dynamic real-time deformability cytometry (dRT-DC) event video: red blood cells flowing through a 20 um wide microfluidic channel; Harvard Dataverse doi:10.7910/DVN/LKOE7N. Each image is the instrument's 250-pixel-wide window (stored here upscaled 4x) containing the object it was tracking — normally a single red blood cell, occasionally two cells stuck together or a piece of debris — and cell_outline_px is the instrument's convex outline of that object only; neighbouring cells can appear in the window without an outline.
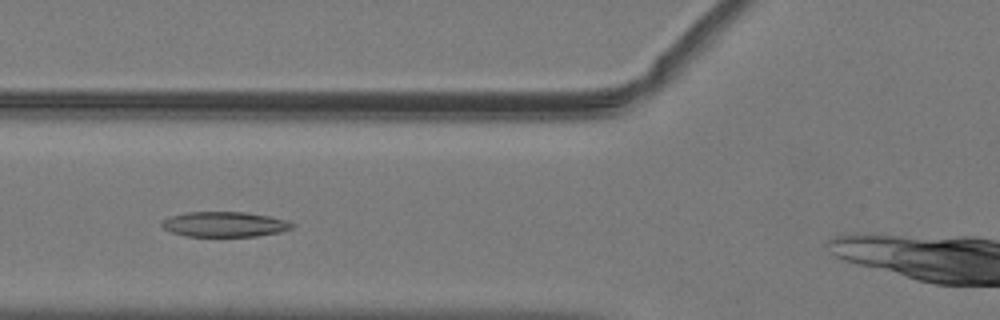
{"species": "common noctule bat (a hibernating species)", "species_latin": "Nyctalus noctula", "temperature_condition": "warm", "stored_images_in_passage": 38, "camera_frame_rate_fps": 3000, "um_per_image_px": 0.085, "animal": {"sex": "male", "body_mass_g": 19.2, "forearm_length_mm": 51.8}, "frame": {"image": 1, "passage_image": 13, "time_ms": 4.0, "image_size_px": [1000, 320], "cell_outline_px": [[296, 224], [292, 228], [280, 232], [256, 236], [184, 236], [172, 232], [164, 228], [160, 224], [168, 216], [184, 212], [244, 212], [268, 216], [284, 220]], "centroid_in_image_um": [19.06, 19.06], "position_along_channel_um": 106.7, "area_um2": 19.02}}
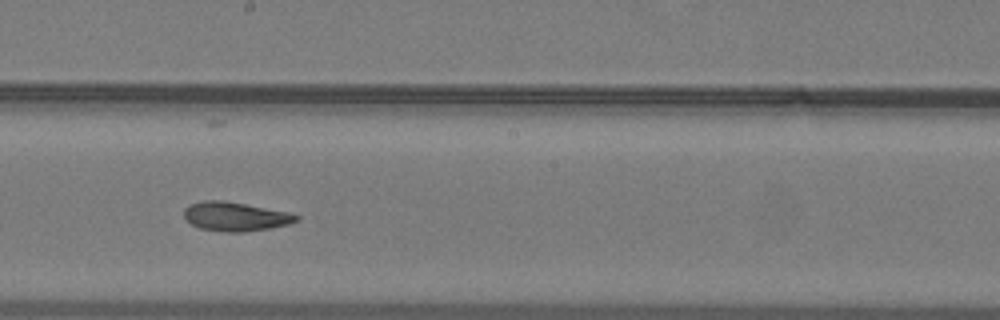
{"frame": {"image": 2, "passage_image": 22, "time_ms": 7.0, "image_size_px": [1000, 320], "cell_outline_px": [[300, 220], [288, 224], [272, 228], [244, 232], [224, 232], [200, 228], [192, 224], [184, 216], [184, 208], [188, 204], [204, 200], [220, 200], [244, 204], [288, 212], [300, 216]], "centroid_in_image_um": [20.01, 18.41], "position_along_channel_um": 228.2, "area_um2": 18.96}}
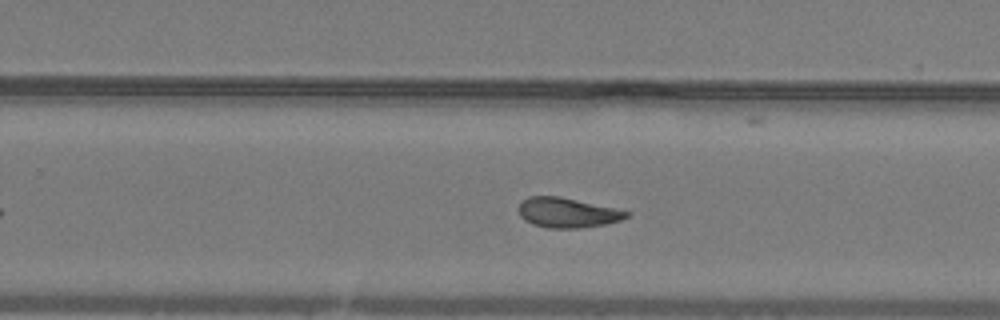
{"frame": {"image": 3, "passage_image": 26, "time_ms": 8.333, "image_size_px": [1000, 320], "cell_outline_px": [[632, 212], [628, 216], [620, 220], [604, 224], [584, 228], [544, 228], [532, 224], [524, 220], [520, 216], [520, 204], [528, 196], [560, 196]], "centroid_in_image_um": [48.22, 18.08], "position_along_channel_um": 281.6, "area_um2": 18.73}, "authors_computed_cell_mechanics": {"area_um2": 18.9873, "velocity_mm_per_s": 4.035, "shape_relaxation_time_tau1_ms": null, "shape_relaxation_time_tau2_ms": 2.7629, "deformation_change_tau1": null, "deformation_change_tau2": 0.0992}}